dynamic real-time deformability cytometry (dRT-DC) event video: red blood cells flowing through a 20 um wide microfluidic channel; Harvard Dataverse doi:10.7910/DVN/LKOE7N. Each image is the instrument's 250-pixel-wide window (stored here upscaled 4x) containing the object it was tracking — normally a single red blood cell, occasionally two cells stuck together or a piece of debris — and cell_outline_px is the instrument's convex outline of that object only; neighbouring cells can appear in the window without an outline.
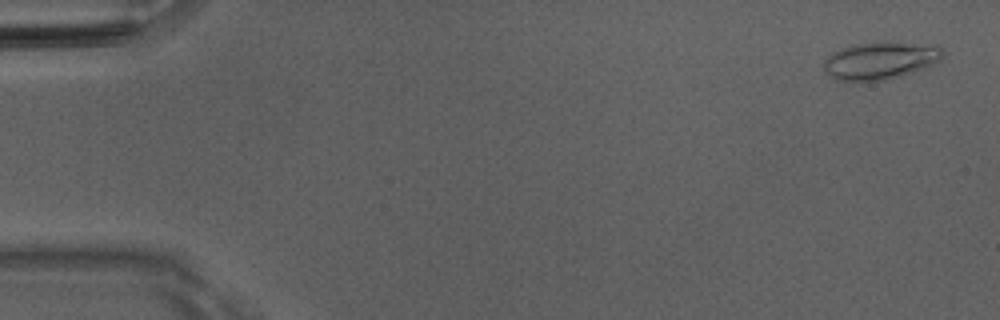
{"species": "Egyptian fruit bat (a non-hibernating species)", "species_latin": "Rousettus aegyptiacus", "temperature_condition": "room temperature", "stored_images_in_passage": 51, "camera_frame_rate_fps": 3000, "um_per_image_px": 0.085, "animal": {"sex": "male"}, "frame": {"image": 1, "passage_image": 2, "time_ms": 0.333, "image_size_px": [1000, 320], "cell_outline_px": [[944, 56], [940, 60], [932, 64], [900, 76], [884, 80], [836, 80], [824, 68], [824, 60], [832, 52], [856, 44], [884, 40], [940, 44]], "centroid_in_image_um": [74.9, 5.09], "position_along_channel_um": 10.1, "area_um2": 26.13}}
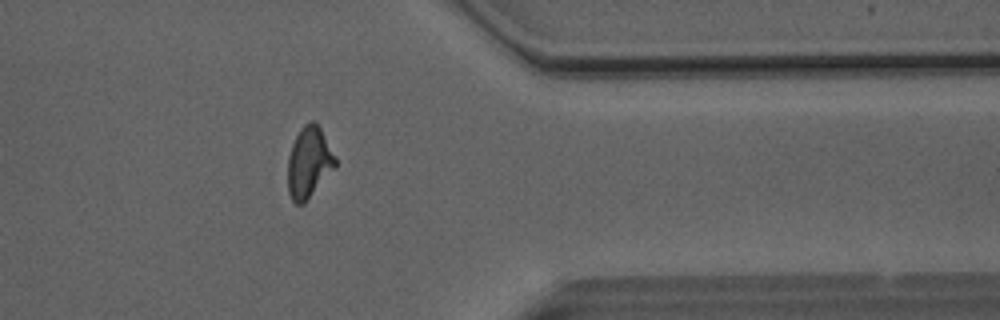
{"frame": {"image": 2, "passage_image": 41, "time_ms": 13.333, "image_size_px": [1000, 320], "cell_outline_px": [[336, 168], [304, 204], [296, 204], [292, 200], [288, 192], [288, 156], [292, 144], [300, 128], [308, 120], [316, 120], [336, 156]], "centroid_in_image_um": [26.28, 13.79], "position_along_channel_um": 385.1, "area_um2": 20.06}}
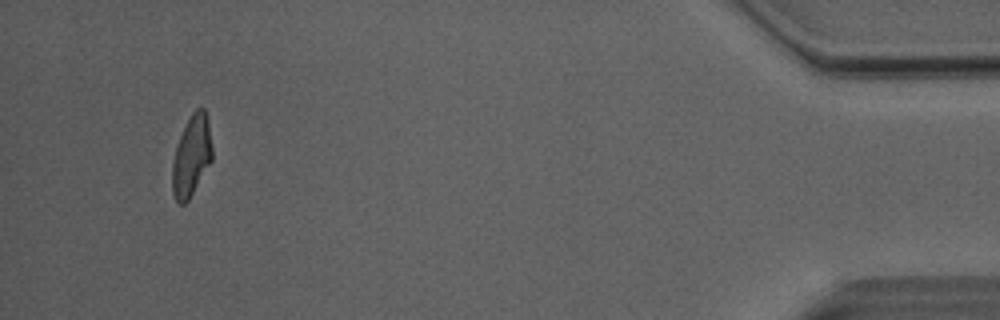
{"frame": {"image": 3, "passage_image": 48, "time_ms": 15.667, "image_size_px": [1000, 320], "cell_outline_px": [[212, 160], [188, 200], [184, 204], [176, 204], [172, 192], [172, 164], [176, 148], [180, 136], [192, 112], [200, 104], [204, 108], [208, 120], [212, 148]], "centroid_in_image_um": [16.28, 13.25], "position_along_channel_um": 418.9, "area_um2": 18.73}, "authors_computed_cell_mechanics": {"area_um2": 19.652, "velocity_mm_per_s": 4.0845, "shape_relaxation_time_tau1_ms": 4.338, "shape_relaxation_time_tau2_ms": 1.6809, "deformation_change_tau1": 0.1773, "deformation_change_tau2": 0.1003}}